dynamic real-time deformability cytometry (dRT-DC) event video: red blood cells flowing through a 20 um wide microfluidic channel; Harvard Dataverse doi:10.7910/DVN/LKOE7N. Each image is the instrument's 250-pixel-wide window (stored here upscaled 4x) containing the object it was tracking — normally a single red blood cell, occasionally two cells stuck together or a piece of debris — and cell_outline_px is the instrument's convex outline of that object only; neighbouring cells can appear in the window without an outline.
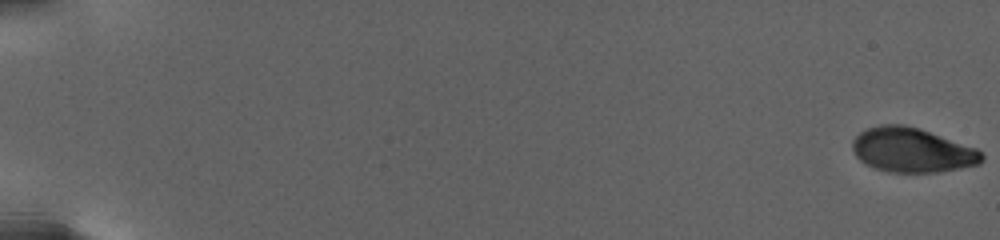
{"species": "human", "species_latin": "Homo sapiens", "temperature_condition": "warm", "stored_images_in_passage": 28, "camera_frame_rate_fps": 3000, "um_per_image_px": 0.085, "donor": {"sex": "female"}, "frame": {"image": 1, "passage_image": 1, "time_ms": 0.0, "image_size_px": [1000, 240], "cell_outline_px": [[984, 160], [980, 164], [936, 172], [888, 172], [876, 168], [860, 160], [856, 156], [852, 148], [852, 140], [860, 132], [868, 128], [880, 124], [904, 124], [920, 128], [976, 148], [984, 156]], "centroid_in_image_um": [77.52, 12.74], "position_along_channel_um": 7.5, "area_um2": 33.41}}